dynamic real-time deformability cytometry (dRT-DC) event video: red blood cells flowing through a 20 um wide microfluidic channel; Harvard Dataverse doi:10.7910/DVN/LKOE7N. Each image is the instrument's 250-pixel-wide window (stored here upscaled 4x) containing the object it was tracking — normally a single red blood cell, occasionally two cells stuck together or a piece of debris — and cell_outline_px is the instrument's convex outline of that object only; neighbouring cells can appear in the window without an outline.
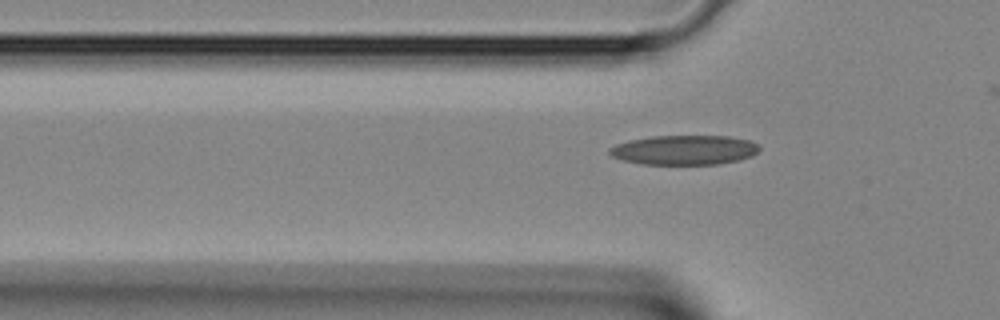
{"species": "Egyptian fruit bat (a non-hibernating species)", "species_latin": "Rousettus aegyptiacus", "temperature_condition": "room temperature", "stored_images_in_passage": 2, "camera_frame_rate_fps": 3000, "um_per_image_px": 0.085, "animal": {"sex": "female"}, "frame": {"image": 1, "passage_image": 2, "time_ms": 0.333, "image_size_px": [1000, 320], "cell_outline_px": [[760, 148], [752, 156], [740, 160], [720, 164], [640, 164], [624, 160], [612, 156], [608, 152], [608, 148], [616, 144], [628, 140], [652, 136], [728, 136], [752, 140], [760, 144]], "centroid_in_image_um": [58.19, 12.74], "position_along_channel_um": 67.6, "area_um2": 26.07}}